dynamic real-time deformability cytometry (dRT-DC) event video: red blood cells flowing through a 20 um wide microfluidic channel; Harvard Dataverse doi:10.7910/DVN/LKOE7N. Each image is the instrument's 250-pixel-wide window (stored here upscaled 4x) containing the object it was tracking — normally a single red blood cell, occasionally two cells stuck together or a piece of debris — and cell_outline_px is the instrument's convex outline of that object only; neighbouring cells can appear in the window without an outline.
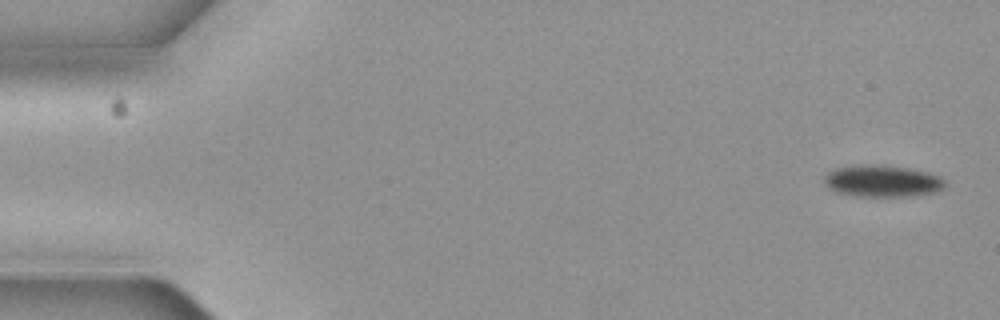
{"species": "common noctule bat (a hibernating species)", "species_latin": "Nyctalus noctula", "temperature_condition": "cold", "stored_images_in_passage": 6, "camera_frame_rate_fps": 3000, "um_per_image_px": 0.085, "animal": {"sex": "female", "body_mass_g": 19.3, "forearm_length_mm": 54.1}, "frame": {"image": 1, "passage_image": 1, "time_ms": 0.0, "image_size_px": [1000, 320], "cell_outline_px": [[944, 188], [932, 192], [908, 196], [860, 196], [836, 192], [828, 188], [824, 184], [824, 180], [828, 172], [836, 168], [872, 164], [884, 164], [908, 168], [928, 172], [940, 176], [944, 180]], "centroid_in_image_um": [74.99, 15.38], "position_along_channel_um": 10.0, "area_um2": 22.2}}